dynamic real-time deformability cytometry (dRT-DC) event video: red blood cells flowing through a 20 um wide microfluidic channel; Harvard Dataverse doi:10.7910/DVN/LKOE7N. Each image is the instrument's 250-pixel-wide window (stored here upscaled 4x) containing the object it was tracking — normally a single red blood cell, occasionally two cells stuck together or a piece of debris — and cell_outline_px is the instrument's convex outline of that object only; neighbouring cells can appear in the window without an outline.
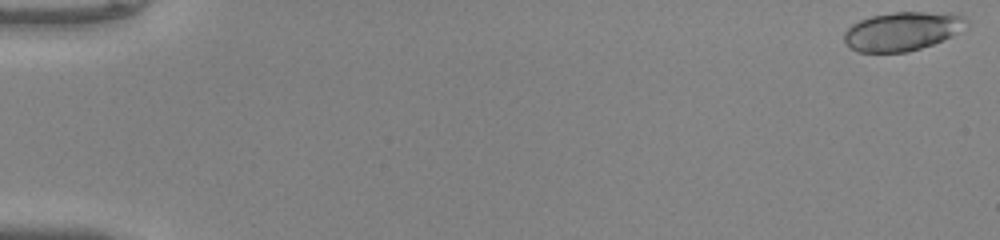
{"species": "common noctule bat (a hibernating species)", "species_latin": "Nyctalus noctula", "temperature_condition": "warm", "stored_images_in_passage": 9, "camera_frame_rate_fps": 3000, "um_per_image_px": 0.085, "animal": {"sex": "male", "body_mass_g": 20.0, "forearm_length_mm": 53.3}, "frame": {"image": 1, "passage_image": 1, "time_ms": 0.0, "image_size_px": [1000, 240], "cell_outline_px": [[968, 24], [952, 36], [932, 44], [908, 52], [860, 52], [852, 48], [844, 40], [844, 32], [852, 24], [860, 20], [872, 16], [896, 12], [952, 12], [964, 16], [968, 20]], "centroid_in_image_um": [76.73, 2.64], "position_along_channel_um": 8.3, "area_um2": 27.57}}